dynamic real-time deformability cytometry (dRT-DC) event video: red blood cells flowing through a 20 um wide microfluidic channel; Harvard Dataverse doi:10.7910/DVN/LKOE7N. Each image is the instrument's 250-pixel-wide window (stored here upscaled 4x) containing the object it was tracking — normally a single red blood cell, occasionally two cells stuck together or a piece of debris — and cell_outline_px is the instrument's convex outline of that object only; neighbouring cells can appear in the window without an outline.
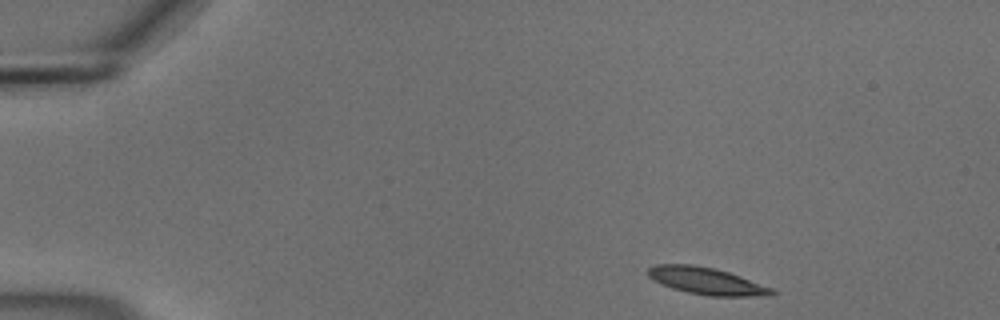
{"species": "common noctule bat (a hibernating species)", "species_latin": "Nyctalus noctula", "temperature_condition": "cold", "stored_images_in_passage": 48, "camera_frame_rate_fps": 3000, "um_per_image_px": 0.085, "animal": {"sex": "male", "body_mass_g": 18.8}, "frame": {"image": 1, "passage_image": 1, "time_ms": 0.0, "image_size_px": [1000, 320], "cell_outline_px": [[776, 292], [772, 296], [708, 296], [688, 292], [672, 288], [652, 280], [648, 276], [648, 268], [656, 264], [692, 264], [712, 268], [728, 272], [740, 276], [772, 288]], "centroid_in_image_um": [60.04, 23.89], "position_along_channel_um": 25.0, "area_um2": 19.42}}
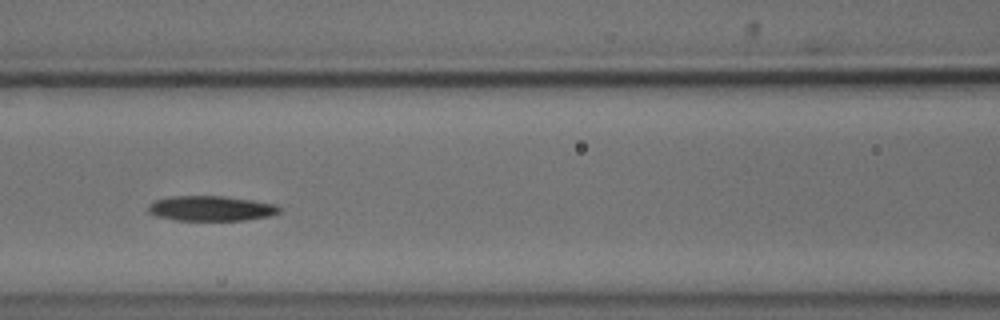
{"frame": {"image": 2, "passage_image": 18, "time_ms": 5.667, "image_size_px": [1000, 320], "cell_outline_px": [[280, 212], [268, 216], [244, 220], [176, 220], [156, 216], [148, 212], [148, 204], [156, 200], [172, 196], [224, 196], [276, 204], [280, 208]], "centroid_in_image_um": [17.91, 17.71], "position_along_channel_um": 148.7, "area_um2": 19.02}}
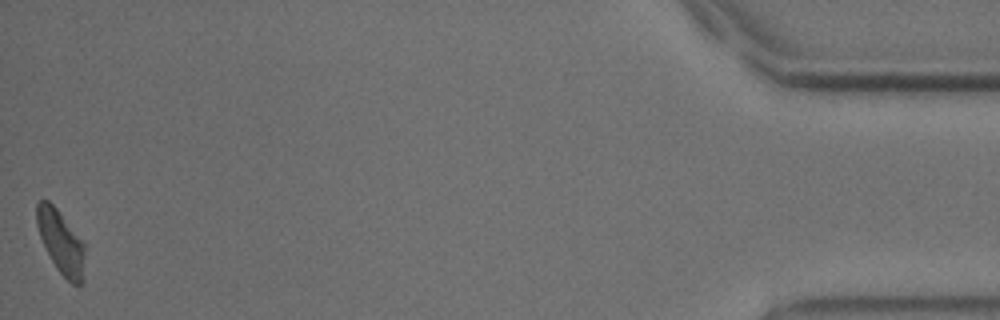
{"frame": {"image": 3, "passage_image": 48, "time_ms": 15.667, "image_size_px": [1000, 320], "cell_outline_px": [[84, 284], [72, 284], [56, 268], [40, 236], [36, 224], [36, 204], [40, 200], [48, 200], [56, 208], [84, 244]], "centroid_in_image_um": [5.18, 20.59], "position_along_channel_um": 430.0, "area_um2": 17.4}, "authors_computed_cell_mechanics": {"area_um2": 19.0162, "velocity_mm_per_s": 3.6754, "shape_relaxation_time_tau1_ms": 6.206, "shape_relaxation_time_tau2_ms": null, "deformation_change_tau1": 0.1367, "deformation_change_tau2": null}}